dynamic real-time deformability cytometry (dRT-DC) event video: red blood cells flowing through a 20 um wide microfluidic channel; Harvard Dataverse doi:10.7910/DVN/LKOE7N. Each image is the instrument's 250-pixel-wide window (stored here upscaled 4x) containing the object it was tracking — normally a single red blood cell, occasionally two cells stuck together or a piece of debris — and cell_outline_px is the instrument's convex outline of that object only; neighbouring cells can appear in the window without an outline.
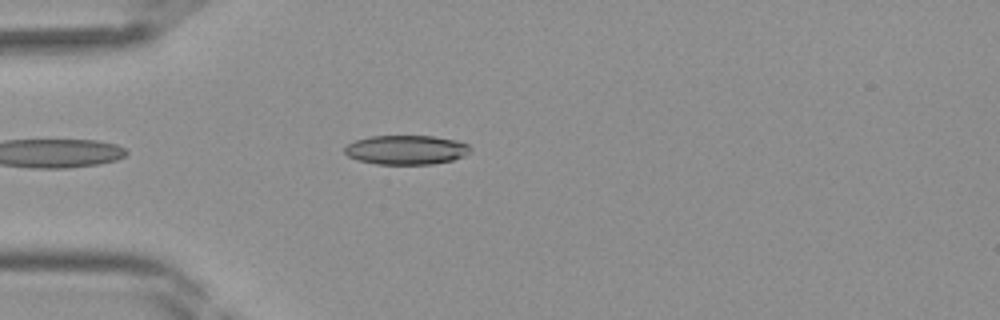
{"species": "Egyptian fruit bat (a non-hibernating species)", "species_latin": "Rousettus aegyptiacus", "temperature_condition": "room temperature", "stored_images_in_passage": 33, "camera_frame_rate_fps": 3000, "um_per_image_px": 0.085, "frame": {"image": 1, "passage_image": 3, "time_ms": 0.667, "image_size_px": [1000, 320], "cell_outline_px": [[472, 152], [464, 156], [452, 160], [432, 164], [376, 164], [356, 160], [348, 156], [344, 152], [344, 148], [348, 144], [356, 140], [372, 136], [432, 136], [456, 140], [468, 144], [472, 148]], "centroid_in_image_um": [34.55, 12.74], "position_along_channel_um": 50.5, "area_um2": 21.56}}
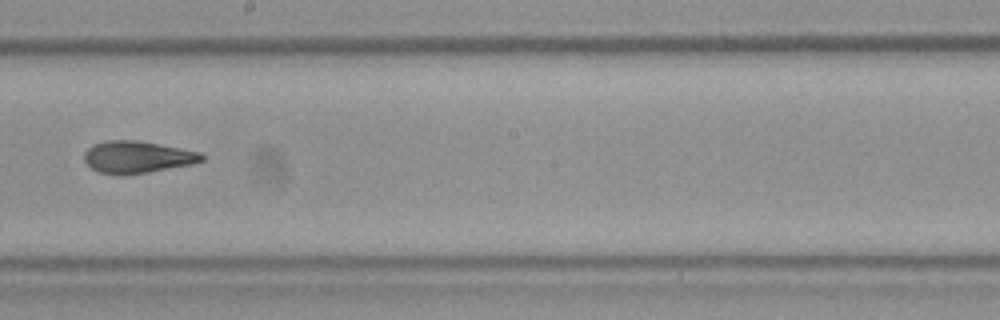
{"frame": {"image": 2, "passage_image": 15, "time_ms": 4.667, "image_size_px": [1000, 320], "cell_outline_px": [[204, 160], [192, 164], [148, 172], [100, 172], [92, 168], [84, 160], [84, 152], [92, 144], [108, 140], [136, 140], [180, 148], [200, 152], [204, 156]], "centroid_in_image_um": [11.68, 13.31], "position_along_channel_um": 236.5, "area_um2": 21.21}}
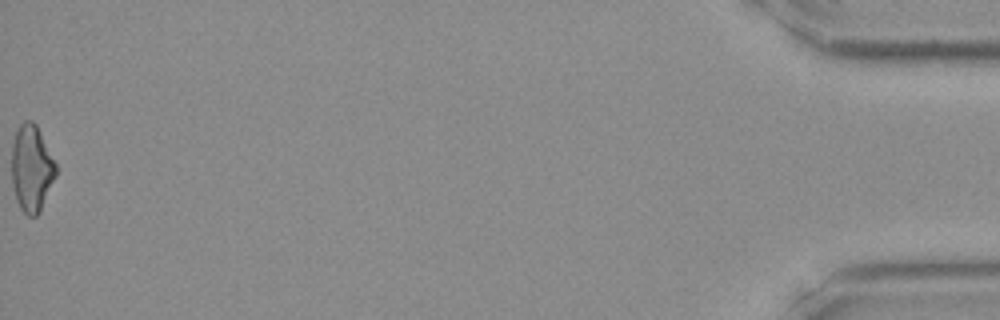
{"frame": {"image": 3, "passage_image": 33, "time_ms": 10.667, "image_size_px": [1000, 320], "cell_outline_px": [[56, 176], [40, 212], [36, 216], [28, 216], [20, 208], [16, 200], [12, 184], [12, 144], [16, 132], [20, 124], [24, 120], [32, 120], [36, 124], [56, 164]], "centroid_in_image_um": [2.68, 14.32], "position_along_channel_um": 432.5, "area_um2": 22.31}}